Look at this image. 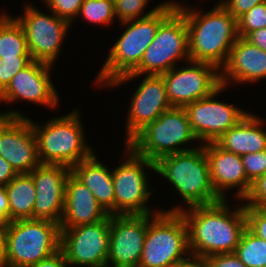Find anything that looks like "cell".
Masks as SVG:
<instances>
[{
    "instance_id": "obj_25",
    "label": "cell",
    "mask_w": 266,
    "mask_h": 267,
    "mask_svg": "<svg viewBox=\"0 0 266 267\" xmlns=\"http://www.w3.org/2000/svg\"><path fill=\"white\" fill-rule=\"evenodd\" d=\"M8 202V222L33 219L35 185L30 174H18L4 186Z\"/></svg>"
},
{
    "instance_id": "obj_29",
    "label": "cell",
    "mask_w": 266,
    "mask_h": 267,
    "mask_svg": "<svg viewBox=\"0 0 266 267\" xmlns=\"http://www.w3.org/2000/svg\"><path fill=\"white\" fill-rule=\"evenodd\" d=\"M238 35L245 38L250 32L266 27V1L253 6L237 19Z\"/></svg>"
},
{
    "instance_id": "obj_40",
    "label": "cell",
    "mask_w": 266,
    "mask_h": 267,
    "mask_svg": "<svg viewBox=\"0 0 266 267\" xmlns=\"http://www.w3.org/2000/svg\"><path fill=\"white\" fill-rule=\"evenodd\" d=\"M245 39L251 44L266 51V27L250 32Z\"/></svg>"
},
{
    "instance_id": "obj_39",
    "label": "cell",
    "mask_w": 266,
    "mask_h": 267,
    "mask_svg": "<svg viewBox=\"0 0 266 267\" xmlns=\"http://www.w3.org/2000/svg\"><path fill=\"white\" fill-rule=\"evenodd\" d=\"M17 175L12 166L0 156V187L10 183Z\"/></svg>"
},
{
    "instance_id": "obj_42",
    "label": "cell",
    "mask_w": 266,
    "mask_h": 267,
    "mask_svg": "<svg viewBox=\"0 0 266 267\" xmlns=\"http://www.w3.org/2000/svg\"><path fill=\"white\" fill-rule=\"evenodd\" d=\"M9 202L4 187H0V222L8 223Z\"/></svg>"
},
{
    "instance_id": "obj_36",
    "label": "cell",
    "mask_w": 266,
    "mask_h": 267,
    "mask_svg": "<svg viewBox=\"0 0 266 267\" xmlns=\"http://www.w3.org/2000/svg\"><path fill=\"white\" fill-rule=\"evenodd\" d=\"M206 267H246L235 253H221L206 257Z\"/></svg>"
},
{
    "instance_id": "obj_9",
    "label": "cell",
    "mask_w": 266,
    "mask_h": 267,
    "mask_svg": "<svg viewBox=\"0 0 266 267\" xmlns=\"http://www.w3.org/2000/svg\"><path fill=\"white\" fill-rule=\"evenodd\" d=\"M197 140L184 107H172L144 128L128 145L140 156L156 162L160 157L196 148H179Z\"/></svg>"
},
{
    "instance_id": "obj_4",
    "label": "cell",
    "mask_w": 266,
    "mask_h": 267,
    "mask_svg": "<svg viewBox=\"0 0 266 267\" xmlns=\"http://www.w3.org/2000/svg\"><path fill=\"white\" fill-rule=\"evenodd\" d=\"M155 169L174 186L189 207L222 200L213 189L203 145L194 150L162 156L155 162Z\"/></svg>"
},
{
    "instance_id": "obj_20",
    "label": "cell",
    "mask_w": 266,
    "mask_h": 267,
    "mask_svg": "<svg viewBox=\"0 0 266 267\" xmlns=\"http://www.w3.org/2000/svg\"><path fill=\"white\" fill-rule=\"evenodd\" d=\"M208 157L210 179L216 194L223 200V192L232 187L239 189L234 194L238 199H245L252 182L247 178L241 156L224 150L216 142L202 144Z\"/></svg>"
},
{
    "instance_id": "obj_5",
    "label": "cell",
    "mask_w": 266,
    "mask_h": 267,
    "mask_svg": "<svg viewBox=\"0 0 266 267\" xmlns=\"http://www.w3.org/2000/svg\"><path fill=\"white\" fill-rule=\"evenodd\" d=\"M60 224L40 219L7 223L3 267H29L60 250Z\"/></svg>"
},
{
    "instance_id": "obj_10",
    "label": "cell",
    "mask_w": 266,
    "mask_h": 267,
    "mask_svg": "<svg viewBox=\"0 0 266 267\" xmlns=\"http://www.w3.org/2000/svg\"><path fill=\"white\" fill-rule=\"evenodd\" d=\"M128 159L112 170L115 190V215L151 214L145 202L152 194L148 190L145 167L154 172L155 162L140 156L130 145H126Z\"/></svg>"
},
{
    "instance_id": "obj_11",
    "label": "cell",
    "mask_w": 266,
    "mask_h": 267,
    "mask_svg": "<svg viewBox=\"0 0 266 267\" xmlns=\"http://www.w3.org/2000/svg\"><path fill=\"white\" fill-rule=\"evenodd\" d=\"M60 229V250L70 265L107 267L110 216L94 224Z\"/></svg>"
},
{
    "instance_id": "obj_21",
    "label": "cell",
    "mask_w": 266,
    "mask_h": 267,
    "mask_svg": "<svg viewBox=\"0 0 266 267\" xmlns=\"http://www.w3.org/2000/svg\"><path fill=\"white\" fill-rule=\"evenodd\" d=\"M220 71L221 85L225 87L229 80L236 83H254L266 77V51L239 37Z\"/></svg>"
},
{
    "instance_id": "obj_1",
    "label": "cell",
    "mask_w": 266,
    "mask_h": 267,
    "mask_svg": "<svg viewBox=\"0 0 266 267\" xmlns=\"http://www.w3.org/2000/svg\"><path fill=\"white\" fill-rule=\"evenodd\" d=\"M227 200L190 207H174L167 212H181L188 227L190 254L208 257L234 253L246 228L244 204L231 211Z\"/></svg>"
},
{
    "instance_id": "obj_16",
    "label": "cell",
    "mask_w": 266,
    "mask_h": 267,
    "mask_svg": "<svg viewBox=\"0 0 266 267\" xmlns=\"http://www.w3.org/2000/svg\"><path fill=\"white\" fill-rule=\"evenodd\" d=\"M70 173L71 168L63 164H40L29 173L36 190L33 219L60 224L65 206L66 181Z\"/></svg>"
},
{
    "instance_id": "obj_24",
    "label": "cell",
    "mask_w": 266,
    "mask_h": 267,
    "mask_svg": "<svg viewBox=\"0 0 266 267\" xmlns=\"http://www.w3.org/2000/svg\"><path fill=\"white\" fill-rule=\"evenodd\" d=\"M263 120L247 114L237 125L224 133L216 143L224 150L242 156L266 149V132L261 129Z\"/></svg>"
},
{
    "instance_id": "obj_14",
    "label": "cell",
    "mask_w": 266,
    "mask_h": 267,
    "mask_svg": "<svg viewBox=\"0 0 266 267\" xmlns=\"http://www.w3.org/2000/svg\"><path fill=\"white\" fill-rule=\"evenodd\" d=\"M223 89L225 86L221 85L209 96L184 107L197 140L203 139L204 143L216 142L231 127L237 125L249 114L232 104L214 100V97L220 94Z\"/></svg>"
},
{
    "instance_id": "obj_28",
    "label": "cell",
    "mask_w": 266,
    "mask_h": 267,
    "mask_svg": "<svg viewBox=\"0 0 266 267\" xmlns=\"http://www.w3.org/2000/svg\"><path fill=\"white\" fill-rule=\"evenodd\" d=\"M114 0H84L79 14L90 23L104 24L115 17Z\"/></svg>"
},
{
    "instance_id": "obj_43",
    "label": "cell",
    "mask_w": 266,
    "mask_h": 267,
    "mask_svg": "<svg viewBox=\"0 0 266 267\" xmlns=\"http://www.w3.org/2000/svg\"><path fill=\"white\" fill-rule=\"evenodd\" d=\"M16 117H24L16 110L0 113V135Z\"/></svg>"
},
{
    "instance_id": "obj_30",
    "label": "cell",
    "mask_w": 266,
    "mask_h": 267,
    "mask_svg": "<svg viewBox=\"0 0 266 267\" xmlns=\"http://www.w3.org/2000/svg\"><path fill=\"white\" fill-rule=\"evenodd\" d=\"M31 56L0 57V93L12 78L31 61Z\"/></svg>"
},
{
    "instance_id": "obj_15",
    "label": "cell",
    "mask_w": 266,
    "mask_h": 267,
    "mask_svg": "<svg viewBox=\"0 0 266 267\" xmlns=\"http://www.w3.org/2000/svg\"><path fill=\"white\" fill-rule=\"evenodd\" d=\"M147 233V214L110 215L107 266L138 267Z\"/></svg>"
},
{
    "instance_id": "obj_12",
    "label": "cell",
    "mask_w": 266,
    "mask_h": 267,
    "mask_svg": "<svg viewBox=\"0 0 266 267\" xmlns=\"http://www.w3.org/2000/svg\"><path fill=\"white\" fill-rule=\"evenodd\" d=\"M189 63L192 66L178 70L174 67L161 74L172 107H185L209 96L221 86L220 70L217 66L191 60Z\"/></svg>"
},
{
    "instance_id": "obj_13",
    "label": "cell",
    "mask_w": 266,
    "mask_h": 267,
    "mask_svg": "<svg viewBox=\"0 0 266 267\" xmlns=\"http://www.w3.org/2000/svg\"><path fill=\"white\" fill-rule=\"evenodd\" d=\"M24 16L15 17L26 35L30 55L34 61L54 64L70 23L54 13L46 15L33 6L26 5Z\"/></svg>"
},
{
    "instance_id": "obj_44",
    "label": "cell",
    "mask_w": 266,
    "mask_h": 267,
    "mask_svg": "<svg viewBox=\"0 0 266 267\" xmlns=\"http://www.w3.org/2000/svg\"><path fill=\"white\" fill-rule=\"evenodd\" d=\"M7 223L0 222V267H3Z\"/></svg>"
},
{
    "instance_id": "obj_17",
    "label": "cell",
    "mask_w": 266,
    "mask_h": 267,
    "mask_svg": "<svg viewBox=\"0 0 266 267\" xmlns=\"http://www.w3.org/2000/svg\"><path fill=\"white\" fill-rule=\"evenodd\" d=\"M172 108L161 75H146L132 96L126 145L162 113Z\"/></svg>"
},
{
    "instance_id": "obj_32",
    "label": "cell",
    "mask_w": 266,
    "mask_h": 267,
    "mask_svg": "<svg viewBox=\"0 0 266 267\" xmlns=\"http://www.w3.org/2000/svg\"><path fill=\"white\" fill-rule=\"evenodd\" d=\"M246 227L266 241V207L244 206Z\"/></svg>"
},
{
    "instance_id": "obj_38",
    "label": "cell",
    "mask_w": 266,
    "mask_h": 267,
    "mask_svg": "<svg viewBox=\"0 0 266 267\" xmlns=\"http://www.w3.org/2000/svg\"><path fill=\"white\" fill-rule=\"evenodd\" d=\"M67 265H69V262L66 260L63 252L59 250L49 258L41 260L29 267H67Z\"/></svg>"
},
{
    "instance_id": "obj_23",
    "label": "cell",
    "mask_w": 266,
    "mask_h": 267,
    "mask_svg": "<svg viewBox=\"0 0 266 267\" xmlns=\"http://www.w3.org/2000/svg\"><path fill=\"white\" fill-rule=\"evenodd\" d=\"M71 173L94 195L109 215H115V190L112 171L95 154L71 168Z\"/></svg>"
},
{
    "instance_id": "obj_22",
    "label": "cell",
    "mask_w": 266,
    "mask_h": 267,
    "mask_svg": "<svg viewBox=\"0 0 266 267\" xmlns=\"http://www.w3.org/2000/svg\"><path fill=\"white\" fill-rule=\"evenodd\" d=\"M109 216L91 191L70 173L66 181L65 206L60 228L94 224Z\"/></svg>"
},
{
    "instance_id": "obj_31",
    "label": "cell",
    "mask_w": 266,
    "mask_h": 267,
    "mask_svg": "<svg viewBox=\"0 0 266 267\" xmlns=\"http://www.w3.org/2000/svg\"><path fill=\"white\" fill-rule=\"evenodd\" d=\"M150 0H114L115 16L121 22L142 18L144 8Z\"/></svg>"
},
{
    "instance_id": "obj_27",
    "label": "cell",
    "mask_w": 266,
    "mask_h": 267,
    "mask_svg": "<svg viewBox=\"0 0 266 267\" xmlns=\"http://www.w3.org/2000/svg\"><path fill=\"white\" fill-rule=\"evenodd\" d=\"M246 267H266V241L247 227L234 252Z\"/></svg>"
},
{
    "instance_id": "obj_18",
    "label": "cell",
    "mask_w": 266,
    "mask_h": 267,
    "mask_svg": "<svg viewBox=\"0 0 266 267\" xmlns=\"http://www.w3.org/2000/svg\"><path fill=\"white\" fill-rule=\"evenodd\" d=\"M52 65L32 60L14 75L7 87L0 93V101H25L56 107L58 94L50 80Z\"/></svg>"
},
{
    "instance_id": "obj_2",
    "label": "cell",
    "mask_w": 266,
    "mask_h": 267,
    "mask_svg": "<svg viewBox=\"0 0 266 267\" xmlns=\"http://www.w3.org/2000/svg\"><path fill=\"white\" fill-rule=\"evenodd\" d=\"M177 8L186 18L190 60L211 63L220 69L239 38L237 19L220 3L203 15L178 3Z\"/></svg>"
},
{
    "instance_id": "obj_3",
    "label": "cell",
    "mask_w": 266,
    "mask_h": 267,
    "mask_svg": "<svg viewBox=\"0 0 266 267\" xmlns=\"http://www.w3.org/2000/svg\"><path fill=\"white\" fill-rule=\"evenodd\" d=\"M176 7V2H164L142 18L120 22L129 26L111 48L95 81L109 85L114 80L132 73L139 66L159 25Z\"/></svg>"
},
{
    "instance_id": "obj_37",
    "label": "cell",
    "mask_w": 266,
    "mask_h": 267,
    "mask_svg": "<svg viewBox=\"0 0 266 267\" xmlns=\"http://www.w3.org/2000/svg\"><path fill=\"white\" fill-rule=\"evenodd\" d=\"M266 0H222L220 4L236 19L249 11L253 6Z\"/></svg>"
},
{
    "instance_id": "obj_33",
    "label": "cell",
    "mask_w": 266,
    "mask_h": 267,
    "mask_svg": "<svg viewBox=\"0 0 266 267\" xmlns=\"http://www.w3.org/2000/svg\"><path fill=\"white\" fill-rule=\"evenodd\" d=\"M50 11L69 23L77 17L84 0H44Z\"/></svg>"
},
{
    "instance_id": "obj_41",
    "label": "cell",
    "mask_w": 266,
    "mask_h": 267,
    "mask_svg": "<svg viewBox=\"0 0 266 267\" xmlns=\"http://www.w3.org/2000/svg\"><path fill=\"white\" fill-rule=\"evenodd\" d=\"M171 267H206V257L190 254V257L179 260Z\"/></svg>"
},
{
    "instance_id": "obj_19",
    "label": "cell",
    "mask_w": 266,
    "mask_h": 267,
    "mask_svg": "<svg viewBox=\"0 0 266 267\" xmlns=\"http://www.w3.org/2000/svg\"><path fill=\"white\" fill-rule=\"evenodd\" d=\"M0 156L17 174H29L41 164L37 138L26 117H16L0 135Z\"/></svg>"
},
{
    "instance_id": "obj_6",
    "label": "cell",
    "mask_w": 266,
    "mask_h": 267,
    "mask_svg": "<svg viewBox=\"0 0 266 267\" xmlns=\"http://www.w3.org/2000/svg\"><path fill=\"white\" fill-rule=\"evenodd\" d=\"M188 28L184 14L176 7L159 25L155 37L146 48L139 66L108 86H116L140 75H161L185 58L190 61ZM145 73V74H144Z\"/></svg>"
},
{
    "instance_id": "obj_26",
    "label": "cell",
    "mask_w": 266,
    "mask_h": 267,
    "mask_svg": "<svg viewBox=\"0 0 266 267\" xmlns=\"http://www.w3.org/2000/svg\"><path fill=\"white\" fill-rule=\"evenodd\" d=\"M31 56L26 35L16 18L0 15V57Z\"/></svg>"
},
{
    "instance_id": "obj_35",
    "label": "cell",
    "mask_w": 266,
    "mask_h": 267,
    "mask_svg": "<svg viewBox=\"0 0 266 267\" xmlns=\"http://www.w3.org/2000/svg\"><path fill=\"white\" fill-rule=\"evenodd\" d=\"M244 200L247 201L244 206L266 207V172L252 183Z\"/></svg>"
},
{
    "instance_id": "obj_7",
    "label": "cell",
    "mask_w": 266,
    "mask_h": 267,
    "mask_svg": "<svg viewBox=\"0 0 266 267\" xmlns=\"http://www.w3.org/2000/svg\"><path fill=\"white\" fill-rule=\"evenodd\" d=\"M77 110L53 118L43 127L33 123L41 164H63L70 168L94 154L85 143L83 125Z\"/></svg>"
},
{
    "instance_id": "obj_8",
    "label": "cell",
    "mask_w": 266,
    "mask_h": 267,
    "mask_svg": "<svg viewBox=\"0 0 266 267\" xmlns=\"http://www.w3.org/2000/svg\"><path fill=\"white\" fill-rule=\"evenodd\" d=\"M188 251V227L181 212L161 210L147 214V233L138 267H171Z\"/></svg>"
},
{
    "instance_id": "obj_34",
    "label": "cell",
    "mask_w": 266,
    "mask_h": 267,
    "mask_svg": "<svg viewBox=\"0 0 266 267\" xmlns=\"http://www.w3.org/2000/svg\"><path fill=\"white\" fill-rule=\"evenodd\" d=\"M247 178L253 183L266 172V149L241 156Z\"/></svg>"
}]
</instances>
